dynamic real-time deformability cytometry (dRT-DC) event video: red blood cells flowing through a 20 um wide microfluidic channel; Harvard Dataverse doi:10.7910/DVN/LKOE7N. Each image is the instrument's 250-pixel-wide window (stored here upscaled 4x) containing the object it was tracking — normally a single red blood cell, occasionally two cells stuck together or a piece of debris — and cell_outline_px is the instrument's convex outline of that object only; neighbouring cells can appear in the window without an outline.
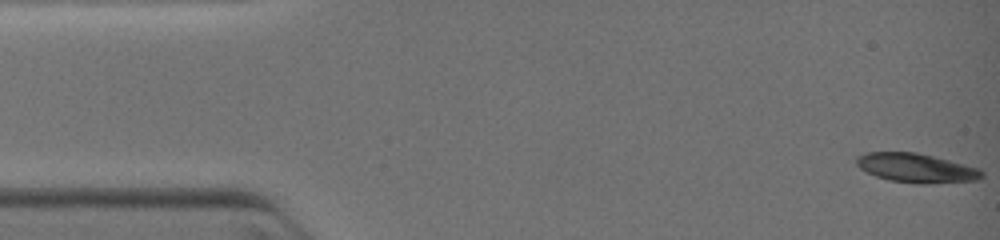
{"species": "common noctule bat (a hibernating species)", "species_latin": "Nyctalus noctula", "temperature_condition": "warm", "stored_images_in_passage": 33, "camera_frame_rate_fps": 3000, "um_per_image_px": 0.085, "animal": {"sex": "female", "body_mass_g": 19.0, "forearm_length_mm": 51.5}, "frame": {"image": 1, "passage_image": 1, "time_ms": 0.0, "image_size_px": [1000, 240], "cell_outline_px": [[984, 176], [976, 180], [920, 184], [888, 180], [876, 176], [860, 168], [856, 164], [856, 156], [864, 152], [916, 152], [980, 168], [984, 172]], "centroid_in_image_um": [77.86, 14.27], "position_along_channel_um": 7.1, "area_um2": 21.21}}
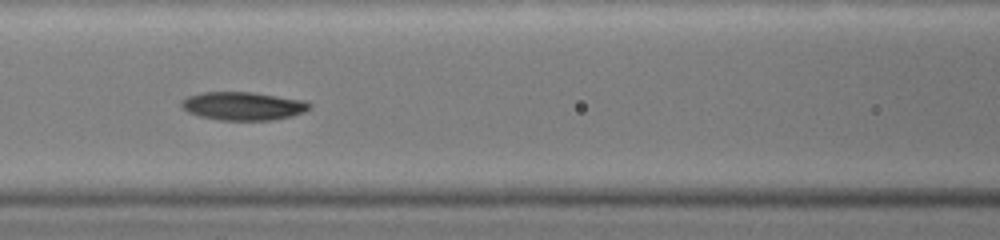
{"frame": {"image": 2, "passage_image": 16, "time_ms": 5.333, "image_size_px": [1000, 240], "cell_outline_px": [[312, 108], [304, 112], [292, 116], [272, 120], [220, 120], [200, 116], [188, 112], [180, 108], [180, 100], [188, 96], [204, 92], [252, 92], [308, 100], [312, 104]], "centroid_in_image_um": [20.69, 9.0], "position_along_channel_um": 145.9, "area_um2": 21.44}}
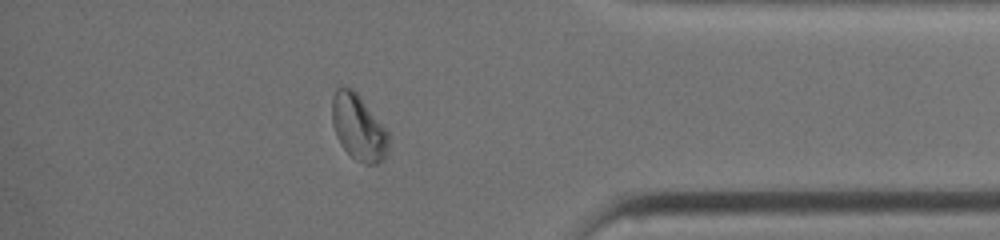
{"frame": {"image": 3, "passage_image": 29, "time_ms": 11.0, "image_size_px": [1000, 240], "cell_outline_px": [[388, 152], [384, 160], [376, 164], [364, 164], [356, 160], [340, 144], [336, 136], [332, 124], [332, 96], [336, 88], [352, 88], [356, 92], [388, 132]], "centroid_in_image_um": [30.46, 10.86], "position_along_channel_um": 404.7, "area_um2": 21.5}}